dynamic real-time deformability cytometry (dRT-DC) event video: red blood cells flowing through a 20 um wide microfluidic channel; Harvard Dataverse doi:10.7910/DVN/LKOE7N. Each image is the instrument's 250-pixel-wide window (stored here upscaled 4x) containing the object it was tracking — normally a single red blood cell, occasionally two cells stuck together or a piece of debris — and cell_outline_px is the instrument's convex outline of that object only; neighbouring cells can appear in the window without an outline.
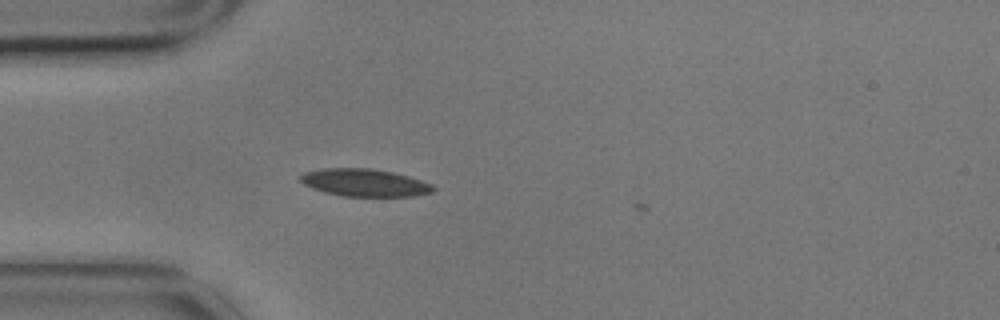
{"species": "common noctule bat (a hibernating species)", "species_latin": "Nyctalus noctula", "temperature_condition": "cold", "stored_images_in_passage": 1, "camera_frame_rate_fps": 3000, "um_per_image_px": 0.085, "animal": {"sex": "male", "body_mass_g": 17.9}, "frame": {"image": 1, "passage_image": 1, "time_ms": 0.0, "image_size_px": [1000, 320], "cell_outline_px": [[436, 188], [432, 192], [412, 196], [344, 196], [324, 192], [312, 188], [304, 184], [300, 180], [300, 176], [304, 172], [324, 168], [372, 168], [392, 172], [408, 176], [432, 184]], "centroid_in_image_um": [30.98, 15.52], "position_along_channel_um": 54.0, "area_um2": 21.21}}